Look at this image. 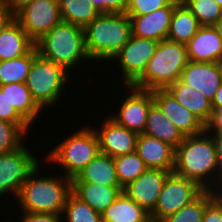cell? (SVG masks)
Here are the masks:
<instances>
[{"label": "cell", "instance_id": "35", "mask_svg": "<svg viewBox=\"0 0 222 222\" xmlns=\"http://www.w3.org/2000/svg\"><path fill=\"white\" fill-rule=\"evenodd\" d=\"M173 0H130L126 10L128 16H142L166 7Z\"/></svg>", "mask_w": 222, "mask_h": 222}, {"label": "cell", "instance_id": "3", "mask_svg": "<svg viewBox=\"0 0 222 222\" xmlns=\"http://www.w3.org/2000/svg\"><path fill=\"white\" fill-rule=\"evenodd\" d=\"M84 34L91 61L110 62L132 35L131 19L126 13H102L84 28Z\"/></svg>", "mask_w": 222, "mask_h": 222}, {"label": "cell", "instance_id": "43", "mask_svg": "<svg viewBox=\"0 0 222 222\" xmlns=\"http://www.w3.org/2000/svg\"><path fill=\"white\" fill-rule=\"evenodd\" d=\"M207 133L214 138L217 150V157L222 170V132H207Z\"/></svg>", "mask_w": 222, "mask_h": 222}, {"label": "cell", "instance_id": "7", "mask_svg": "<svg viewBox=\"0 0 222 222\" xmlns=\"http://www.w3.org/2000/svg\"><path fill=\"white\" fill-rule=\"evenodd\" d=\"M69 77V72L63 66L38 54L30 66L25 84L32 99L43 110L57 105Z\"/></svg>", "mask_w": 222, "mask_h": 222}, {"label": "cell", "instance_id": "9", "mask_svg": "<svg viewBox=\"0 0 222 222\" xmlns=\"http://www.w3.org/2000/svg\"><path fill=\"white\" fill-rule=\"evenodd\" d=\"M27 145L6 153H0V198L10 193L14 199L30 173L41 164Z\"/></svg>", "mask_w": 222, "mask_h": 222}, {"label": "cell", "instance_id": "12", "mask_svg": "<svg viewBox=\"0 0 222 222\" xmlns=\"http://www.w3.org/2000/svg\"><path fill=\"white\" fill-rule=\"evenodd\" d=\"M125 87L128 89V96L123 98L118 113L109 117L130 131L143 134L150 106L154 102L153 91L139 89L132 85H125Z\"/></svg>", "mask_w": 222, "mask_h": 222}, {"label": "cell", "instance_id": "4", "mask_svg": "<svg viewBox=\"0 0 222 222\" xmlns=\"http://www.w3.org/2000/svg\"><path fill=\"white\" fill-rule=\"evenodd\" d=\"M35 44L43 58L67 71L75 70L81 60H91L85 46L84 28L70 22L61 20Z\"/></svg>", "mask_w": 222, "mask_h": 222}, {"label": "cell", "instance_id": "18", "mask_svg": "<svg viewBox=\"0 0 222 222\" xmlns=\"http://www.w3.org/2000/svg\"><path fill=\"white\" fill-rule=\"evenodd\" d=\"M136 152L147 169L173 171L175 148L157 138L138 134Z\"/></svg>", "mask_w": 222, "mask_h": 222}, {"label": "cell", "instance_id": "11", "mask_svg": "<svg viewBox=\"0 0 222 222\" xmlns=\"http://www.w3.org/2000/svg\"><path fill=\"white\" fill-rule=\"evenodd\" d=\"M14 18L27 35L37 43L61 21L58 0H33Z\"/></svg>", "mask_w": 222, "mask_h": 222}, {"label": "cell", "instance_id": "19", "mask_svg": "<svg viewBox=\"0 0 222 222\" xmlns=\"http://www.w3.org/2000/svg\"><path fill=\"white\" fill-rule=\"evenodd\" d=\"M188 59L193 62L222 60V40L213 26H201L186 44Z\"/></svg>", "mask_w": 222, "mask_h": 222}, {"label": "cell", "instance_id": "29", "mask_svg": "<svg viewBox=\"0 0 222 222\" xmlns=\"http://www.w3.org/2000/svg\"><path fill=\"white\" fill-rule=\"evenodd\" d=\"M38 54L35 46L28 54L11 60L0 61V85L25 83L30 66Z\"/></svg>", "mask_w": 222, "mask_h": 222}, {"label": "cell", "instance_id": "15", "mask_svg": "<svg viewBox=\"0 0 222 222\" xmlns=\"http://www.w3.org/2000/svg\"><path fill=\"white\" fill-rule=\"evenodd\" d=\"M154 102L162 110L183 136H195L205 131V124L191 111L180 105L176 99L166 90L153 91Z\"/></svg>", "mask_w": 222, "mask_h": 222}, {"label": "cell", "instance_id": "25", "mask_svg": "<svg viewBox=\"0 0 222 222\" xmlns=\"http://www.w3.org/2000/svg\"><path fill=\"white\" fill-rule=\"evenodd\" d=\"M103 222H150L149 213L124 191L101 213Z\"/></svg>", "mask_w": 222, "mask_h": 222}, {"label": "cell", "instance_id": "47", "mask_svg": "<svg viewBox=\"0 0 222 222\" xmlns=\"http://www.w3.org/2000/svg\"><path fill=\"white\" fill-rule=\"evenodd\" d=\"M214 1L222 7V0H214Z\"/></svg>", "mask_w": 222, "mask_h": 222}, {"label": "cell", "instance_id": "30", "mask_svg": "<svg viewBox=\"0 0 222 222\" xmlns=\"http://www.w3.org/2000/svg\"><path fill=\"white\" fill-rule=\"evenodd\" d=\"M61 217L62 221L66 222H103L101 213L92 209L73 192L67 197Z\"/></svg>", "mask_w": 222, "mask_h": 222}, {"label": "cell", "instance_id": "21", "mask_svg": "<svg viewBox=\"0 0 222 222\" xmlns=\"http://www.w3.org/2000/svg\"><path fill=\"white\" fill-rule=\"evenodd\" d=\"M35 46V42L15 19L0 31V61L28 54Z\"/></svg>", "mask_w": 222, "mask_h": 222}, {"label": "cell", "instance_id": "40", "mask_svg": "<svg viewBox=\"0 0 222 222\" xmlns=\"http://www.w3.org/2000/svg\"><path fill=\"white\" fill-rule=\"evenodd\" d=\"M130 0H103V13H125Z\"/></svg>", "mask_w": 222, "mask_h": 222}, {"label": "cell", "instance_id": "5", "mask_svg": "<svg viewBox=\"0 0 222 222\" xmlns=\"http://www.w3.org/2000/svg\"><path fill=\"white\" fill-rule=\"evenodd\" d=\"M188 61L186 45L164 39L132 86L149 91L166 89L180 79Z\"/></svg>", "mask_w": 222, "mask_h": 222}, {"label": "cell", "instance_id": "33", "mask_svg": "<svg viewBox=\"0 0 222 222\" xmlns=\"http://www.w3.org/2000/svg\"><path fill=\"white\" fill-rule=\"evenodd\" d=\"M30 124H14L0 120V153L14 151L24 145Z\"/></svg>", "mask_w": 222, "mask_h": 222}, {"label": "cell", "instance_id": "20", "mask_svg": "<svg viewBox=\"0 0 222 222\" xmlns=\"http://www.w3.org/2000/svg\"><path fill=\"white\" fill-rule=\"evenodd\" d=\"M121 186L91 182H72V192L95 211L102 213L121 194Z\"/></svg>", "mask_w": 222, "mask_h": 222}, {"label": "cell", "instance_id": "41", "mask_svg": "<svg viewBox=\"0 0 222 222\" xmlns=\"http://www.w3.org/2000/svg\"><path fill=\"white\" fill-rule=\"evenodd\" d=\"M14 19V15L4 0H0V31L7 27Z\"/></svg>", "mask_w": 222, "mask_h": 222}, {"label": "cell", "instance_id": "39", "mask_svg": "<svg viewBox=\"0 0 222 222\" xmlns=\"http://www.w3.org/2000/svg\"><path fill=\"white\" fill-rule=\"evenodd\" d=\"M205 132H222V108H213L205 123Z\"/></svg>", "mask_w": 222, "mask_h": 222}, {"label": "cell", "instance_id": "27", "mask_svg": "<svg viewBox=\"0 0 222 222\" xmlns=\"http://www.w3.org/2000/svg\"><path fill=\"white\" fill-rule=\"evenodd\" d=\"M6 95L10 104L30 125L35 124L36 119L38 121L42 109L32 99L25 83L6 84Z\"/></svg>", "mask_w": 222, "mask_h": 222}, {"label": "cell", "instance_id": "1", "mask_svg": "<svg viewBox=\"0 0 222 222\" xmlns=\"http://www.w3.org/2000/svg\"><path fill=\"white\" fill-rule=\"evenodd\" d=\"M172 172L197 182L205 190L222 192V170L214 138L205 131L185 136L175 148Z\"/></svg>", "mask_w": 222, "mask_h": 222}, {"label": "cell", "instance_id": "26", "mask_svg": "<svg viewBox=\"0 0 222 222\" xmlns=\"http://www.w3.org/2000/svg\"><path fill=\"white\" fill-rule=\"evenodd\" d=\"M200 27L198 19L180 1L174 8L167 39L186 45Z\"/></svg>", "mask_w": 222, "mask_h": 222}, {"label": "cell", "instance_id": "42", "mask_svg": "<svg viewBox=\"0 0 222 222\" xmlns=\"http://www.w3.org/2000/svg\"><path fill=\"white\" fill-rule=\"evenodd\" d=\"M33 0H4L5 4L15 16L21 9L30 4Z\"/></svg>", "mask_w": 222, "mask_h": 222}, {"label": "cell", "instance_id": "8", "mask_svg": "<svg viewBox=\"0 0 222 222\" xmlns=\"http://www.w3.org/2000/svg\"><path fill=\"white\" fill-rule=\"evenodd\" d=\"M205 189L197 182L171 172L164 182L154 210L149 214L153 222H162L169 215L196 200Z\"/></svg>", "mask_w": 222, "mask_h": 222}, {"label": "cell", "instance_id": "17", "mask_svg": "<svg viewBox=\"0 0 222 222\" xmlns=\"http://www.w3.org/2000/svg\"><path fill=\"white\" fill-rule=\"evenodd\" d=\"M180 1L173 0L166 7L149 14L129 16L132 24V35L159 42L167 39L174 8Z\"/></svg>", "mask_w": 222, "mask_h": 222}, {"label": "cell", "instance_id": "32", "mask_svg": "<svg viewBox=\"0 0 222 222\" xmlns=\"http://www.w3.org/2000/svg\"><path fill=\"white\" fill-rule=\"evenodd\" d=\"M218 192L205 190L196 200L182 207L179 211L169 215L162 222H202L204 209L207 203Z\"/></svg>", "mask_w": 222, "mask_h": 222}, {"label": "cell", "instance_id": "37", "mask_svg": "<svg viewBox=\"0 0 222 222\" xmlns=\"http://www.w3.org/2000/svg\"><path fill=\"white\" fill-rule=\"evenodd\" d=\"M202 222H222V192H218L207 203Z\"/></svg>", "mask_w": 222, "mask_h": 222}, {"label": "cell", "instance_id": "46", "mask_svg": "<svg viewBox=\"0 0 222 222\" xmlns=\"http://www.w3.org/2000/svg\"><path fill=\"white\" fill-rule=\"evenodd\" d=\"M100 14L103 13V0H91Z\"/></svg>", "mask_w": 222, "mask_h": 222}, {"label": "cell", "instance_id": "2", "mask_svg": "<svg viewBox=\"0 0 222 222\" xmlns=\"http://www.w3.org/2000/svg\"><path fill=\"white\" fill-rule=\"evenodd\" d=\"M39 168L40 165L30 173L15 199L23 212L62 215L67 197L72 192V179L61 173L38 178Z\"/></svg>", "mask_w": 222, "mask_h": 222}, {"label": "cell", "instance_id": "23", "mask_svg": "<svg viewBox=\"0 0 222 222\" xmlns=\"http://www.w3.org/2000/svg\"><path fill=\"white\" fill-rule=\"evenodd\" d=\"M143 134L166 142L174 148H177L184 139L176 125L165 117L155 102L150 106Z\"/></svg>", "mask_w": 222, "mask_h": 222}, {"label": "cell", "instance_id": "6", "mask_svg": "<svg viewBox=\"0 0 222 222\" xmlns=\"http://www.w3.org/2000/svg\"><path fill=\"white\" fill-rule=\"evenodd\" d=\"M59 143L45 155V160L48 164L61 166L62 174L71 179L100 153L99 139L93 127H81Z\"/></svg>", "mask_w": 222, "mask_h": 222}, {"label": "cell", "instance_id": "45", "mask_svg": "<svg viewBox=\"0 0 222 222\" xmlns=\"http://www.w3.org/2000/svg\"><path fill=\"white\" fill-rule=\"evenodd\" d=\"M213 27L216 29L219 37L222 40V16L221 18L213 25Z\"/></svg>", "mask_w": 222, "mask_h": 222}, {"label": "cell", "instance_id": "44", "mask_svg": "<svg viewBox=\"0 0 222 222\" xmlns=\"http://www.w3.org/2000/svg\"><path fill=\"white\" fill-rule=\"evenodd\" d=\"M211 103H212V108H222V83L219 86Z\"/></svg>", "mask_w": 222, "mask_h": 222}, {"label": "cell", "instance_id": "36", "mask_svg": "<svg viewBox=\"0 0 222 222\" xmlns=\"http://www.w3.org/2000/svg\"><path fill=\"white\" fill-rule=\"evenodd\" d=\"M0 120L14 124H29L10 104L6 95V84L0 85Z\"/></svg>", "mask_w": 222, "mask_h": 222}, {"label": "cell", "instance_id": "31", "mask_svg": "<svg viewBox=\"0 0 222 222\" xmlns=\"http://www.w3.org/2000/svg\"><path fill=\"white\" fill-rule=\"evenodd\" d=\"M113 159L117 177L122 188L134 181L147 169L136 151L117 156Z\"/></svg>", "mask_w": 222, "mask_h": 222}, {"label": "cell", "instance_id": "22", "mask_svg": "<svg viewBox=\"0 0 222 222\" xmlns=\"http://www.w3.org/2000/svg\"><path fill=\"white\" fill-rule=\"evenodd\" d=\"M176 101L195 114L204 124L209 120L212 108L211 101L195 88L177 80L166 88Z\"/></svg>", "mask_w": 222, "mask_h": 222}, {"label": "cell", "instance_id": "13", "mask_svg": "<svg viewBox=\"0 0 222 222\" xmlns=\"http://www.w3.org/2000/svg\"><path fill=\"white\" fill-rule=\"evenodd\" d=\"M171 171L146 169L123 191L149 214L154 210L165 180Z\"/></svg>", "mask_w": 222, "mask_h": 222}, {"label": "cell", "instance_id": "24", "mask_svg": "<svg viewBox=\"0 0 222 222\" xmlns=\"http://www.w3.org/2000/svg\"><path fill=\"white\" fill-rule=\"evenodd\" d=\"M72 182H91L109 186H120L114 159L99 153L72 179Z\"/></svg>", "mask_w": 222, "mask_h": 222}, {"label": "cell", "instance_id": "38", "mask_svg": "<svg viewBox=\"0 0 222 222\" xmlns=\"http://www.w3.org/2000/svg\"><path fill=\"white\" fill-rule=\"evenodd\" d=\"M21 220L18 222H63L62 215L51 213H31L22 211Z\"/></svg>", "mask_w": 222, "mask_h": 222}, {"label": "cell", "instance_id": "16", "mask_svg": "<svg viewBox=\"0 0 222 222\" xmlns=\"http://www.w3.org/2000/svg\"><path fill=\"white\" fill-rule=\"evenodd\" d=\"M179 80L195 88L212 102L222 83L221 64L219 62H193L189 60Z\"/></svg>", "mask_w": 222, "mask_h": 222}, {"label": "cell", "instance_id": "34", "mask_svg": "<svg viewBox=\"0 0 222 222\" xmlns=\"http://www.w3.org/2000/svg\"><path fill=\"white\" fill-rule=\"evenodd\" d=\"M201 26H213L222 16V7L214 0H181Z\"/></svg>", "mask_w": 222, "mask_h": 222}, {"label": "cell", "instance_id": "28", "mask_svg": "<svg viewBox=\"0 0 222 222\" xmlns=\"http://www.w3.org/2000/svg\"><path fill=\"white\" fill-rule=\"evenodd\" d=\"M61 20L85 28L100 13L91 0H58Z\"/></svg>", "mask_w": 222, "mask_h": 222}, {"label": "cell", "instance_id": "10", "mask_svg": "<svg viewBox=\"0 0 222 222\" xmlns=\"http://www.w3.org/2000/svg\"><path fill=\"white\" fill-rule=\"evenodd\" d=\"M159 41L131 35L128 42L111 59L118 61L124 85H132L145 71ZM115 59V60H114Z\"/></svg>", "mask_w": 222, "mask_h": 222}, {"label": "cell", "instance_id": "14", "mask_svg": "<svg viewBox=\"0 0 222 222\" xmlns=\"http://www.w3.org/2000/svg\"><path fill=\"white\" fill-rule=\"evenodd\" d=\"M99 139L100 153L112 158L136 151L138 134L117 124L107 117L100 124V128L94 127Z\"/></svg>", "mask_w": 222, "mask_h": 222}]
</instances>
